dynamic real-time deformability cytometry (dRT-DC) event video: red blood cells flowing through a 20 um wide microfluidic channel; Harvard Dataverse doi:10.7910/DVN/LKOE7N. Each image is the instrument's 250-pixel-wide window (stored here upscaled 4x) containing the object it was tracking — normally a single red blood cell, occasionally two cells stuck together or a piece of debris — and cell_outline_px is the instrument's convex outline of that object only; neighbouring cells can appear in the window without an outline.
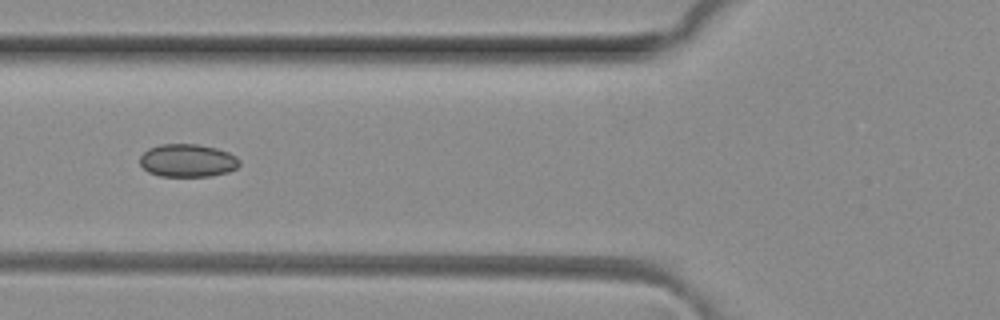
{"species": "common noctule bat (a hibernating species)", "species_latin": "Nyctalus noctula", "temperature_condition": "room temperature", "stored_images_in_passage": 3, "camera_frame_rate_fps": 3000, "um_per_image_px": 0.085, "animal": {"sex": "female", "body_mass_g": 29.2, "forearm_length_mm": 56.3}, "frame": {"image": 1, "passage_image": 3, "time_ms": 0.667, "image_size_px": [1000, 320], "cell_outline_px": [[240, 164], [236, 168], [228, 172], [212, 176], [160, 176], [148, 172], [140, 164], [140, 156], [148, 148], [160, 144], [200, 144], [216, 148], [228, 152], [236, 156], [240, 160]], "centroid_in_image_um": [15.95, 13.64], "position_along_channel_um": 109.9, "area_um2": 19.25}}